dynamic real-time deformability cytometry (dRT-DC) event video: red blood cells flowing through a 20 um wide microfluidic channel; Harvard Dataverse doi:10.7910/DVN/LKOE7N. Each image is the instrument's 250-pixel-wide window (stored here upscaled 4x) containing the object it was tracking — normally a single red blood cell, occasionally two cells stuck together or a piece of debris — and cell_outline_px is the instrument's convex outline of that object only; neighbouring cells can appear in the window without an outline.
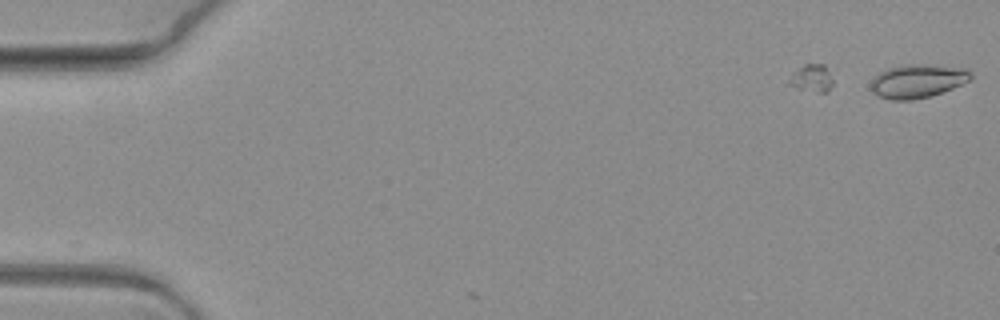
{"species": "common noctule bat (a hibernating species)", "species_latin": "Nyctalus noctula", "temperature_condition": "warm", "stored_images_in_passage": 2, "camera_frame_rate_fps": 3000, "um_per_image_px": 0.085, "animal": {"sex": "female", "body_mass_g": 19.3, "forearm_length_mm": 54.1}, "frame": {"image": 1, "passage_image": 2, "time_ms": 0.333, "image_size_px": [1000, 320], "cell_outline_px": [[972, 80], [964, 84], [928, 96], [912, 100], [892, 100], [880, 96], [872, 92], [872, 80], [880, 72], [888, 68], [908, 64], [912, 64], [964, 68], [972, 76]], "centroid_in_image_um": [78.0, 6.9], "position_along_channel_um": 7.0, "area_um2": 19.07}}